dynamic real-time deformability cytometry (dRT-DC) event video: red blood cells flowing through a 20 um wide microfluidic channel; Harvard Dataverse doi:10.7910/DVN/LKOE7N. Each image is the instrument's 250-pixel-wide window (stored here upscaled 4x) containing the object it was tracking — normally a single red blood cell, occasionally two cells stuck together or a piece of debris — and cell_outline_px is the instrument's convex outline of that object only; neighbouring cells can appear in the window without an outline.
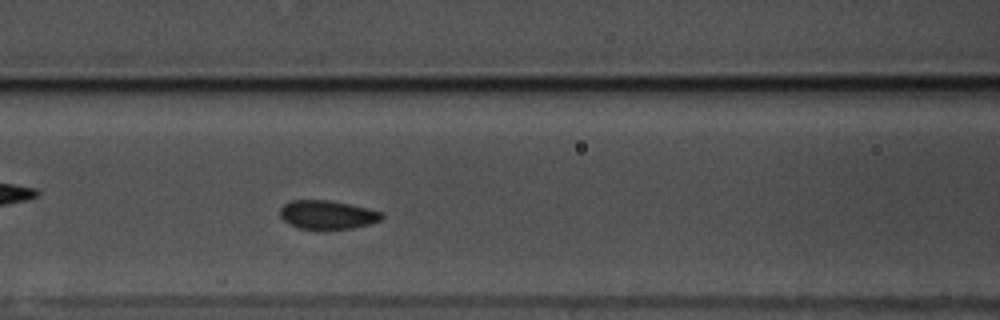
{"species": "common noctule bat (a hibernating species)", "species_latin": "Nyctalus noctula", "temperature_condition": "warm", "stored_images_in_passage": 49, "camera_frame_rate_fps": 3000, "um_per_image_px": 0.085, "animal": {"sex": "male", "body_mass_g": 17.5, "forearm_length_mm": 52.3}, "frame": {"image": 1, "passage_image": 16, "time_ms": 5.0, "image_size_px": [1000, 320], "cell_outline_px": [[384, 216], [380, 220], [368, 224], [352, 228], [316, 232], [300, 228], [288, 224], [280, 216], [280, 208], [284, 204], [292, 200], [332, 200], [368, 208], [384, 212]], "centroid_in_image_um": [27.82, 18.28], "position_along_channel_um": 138.8, "area_um2": 17.63}}
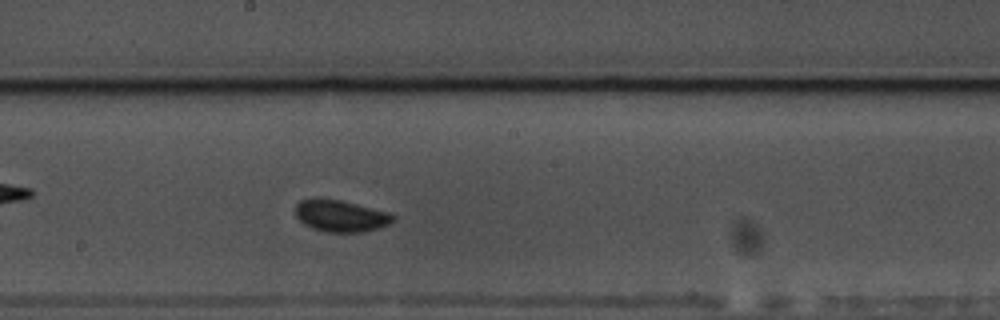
{"frame": {"image": 2, "passage_image": 23, "time_ms": 7.333, "image_size_px": [1000, 320], "cell_outline_px": [[396, 220], [380, 228], [364, 232], [324, 232], [312, 228], [304, 224], [296, 216], [296, 204], [300, 200], [316, 196], [340, 200], [388, 212], [396, 216]], "centroid_in_image_um": [28.95, 18.34], "position_along_channel_um": 219.3, "area_um2": 18.38}}
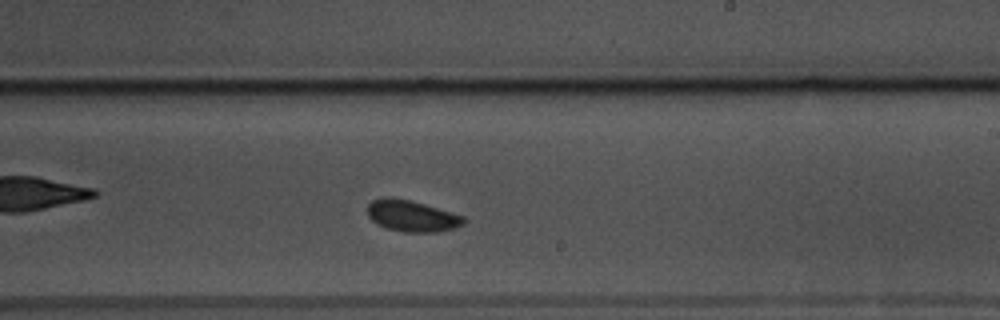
{"frame": {"image": 3, "passage_image": 26, "time_ms": 8.333, "image_size_px": [1000, 320], "cell_outline_px": [[468, 220], [464, 224], [456, 228], [440, 232], [404, 232], [388, 228], [376, 224], [368, 216], [368, 204], [372, 200], [384, 196], [388, 196], [408, 200], [424, 204], [464, 216]], "centroid_in_image_um": [35.02, 18.36], "position_along_channel_um": 254.0, "area_um2": 17.69}, "authors_computed_cell_mechanics": {"area_um2": 17.3978, "velocity_mm_per_s": 3.4756, "shape_relaxation_time_tau1_ms": 9.3224, "shape_relaxation_time_tau2_ms": null, "deformation_change_tau1": 0.1716, "deformation_change_tau2": null}}